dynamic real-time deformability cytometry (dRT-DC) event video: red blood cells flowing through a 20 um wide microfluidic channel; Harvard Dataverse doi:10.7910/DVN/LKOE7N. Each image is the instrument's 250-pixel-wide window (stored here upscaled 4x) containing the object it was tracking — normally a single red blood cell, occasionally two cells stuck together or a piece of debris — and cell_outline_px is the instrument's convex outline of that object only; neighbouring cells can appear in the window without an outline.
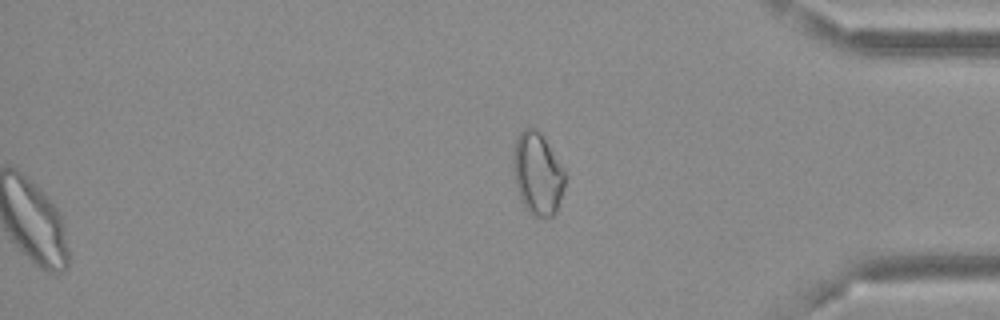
{"species": "Egyptian fruit bat (a non-hibernating species)", "species_latin": "Rousettus aegyptiacus", "temperature_condition": "cold", "stored_images_in_passage": 55, "segment_of_instrument_passage": [2, 2], "camera_frame_rate_fps": 3000, "um_per_image_px": 0.085, "frame": {"image": 1, "passage_image": 55, "time_ms": 18.0, "image_size_px": [1000, 320], "cell_outline_px": [[568, 176], [556, 212], [552, 216], [532, 216], [528, 212], [520, 200], [512, 168], [512, 156], [516, 140], [520, 132], [524, 128], [536, 128], [540, 132], [564, 168]], "centroid_in_image_um": [45.7, 14.77], "position_along_channel_um": 389.5, "area_um2": 25.14}}